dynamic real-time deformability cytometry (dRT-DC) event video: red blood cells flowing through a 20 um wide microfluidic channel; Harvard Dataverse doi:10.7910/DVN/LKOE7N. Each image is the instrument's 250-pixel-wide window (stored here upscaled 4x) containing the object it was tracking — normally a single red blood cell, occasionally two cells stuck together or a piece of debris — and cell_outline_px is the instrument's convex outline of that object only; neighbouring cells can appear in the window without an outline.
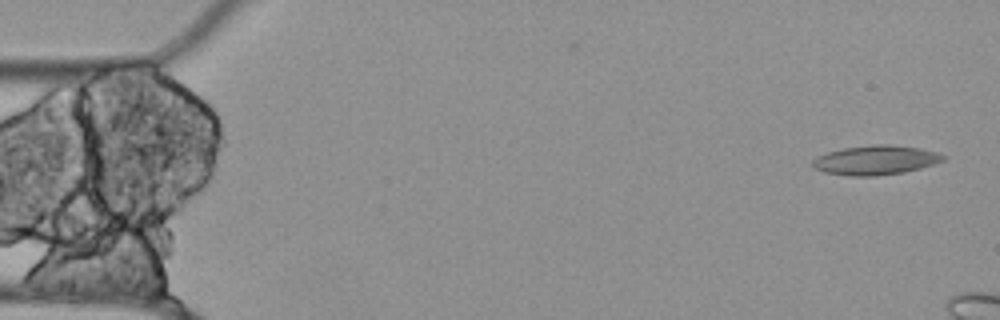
{"species": "Egyptian fruit bat (a non-hibernating species)", "species_latin": "Rousettus aegyptiacus", "temperature_condition": "cold", "stored_images_in_passage": 9, "camera_frame_rate_fps": 3000, "um_per_image_px": 0.085, "animal": {"sex": "female"}, "frame": {"image": 1, "passage_image": 1, "time_ms": 0.0, "image_size_px": [1000, 320], "cell_outline_px": [[944, 160], [920, 168], [904, 172], [872, 176], [848, 176], [824, 172], [812, 168], [812, 160], [816, 156], [828, 152], [844, 148], [876, 144], [888, 144], [920, 148], [936, 152], [944, 156]], "centroid_in_image_um": [74.37, 13.61], "position_along_channel_um": 10.6, "area_um2": 22.25}}